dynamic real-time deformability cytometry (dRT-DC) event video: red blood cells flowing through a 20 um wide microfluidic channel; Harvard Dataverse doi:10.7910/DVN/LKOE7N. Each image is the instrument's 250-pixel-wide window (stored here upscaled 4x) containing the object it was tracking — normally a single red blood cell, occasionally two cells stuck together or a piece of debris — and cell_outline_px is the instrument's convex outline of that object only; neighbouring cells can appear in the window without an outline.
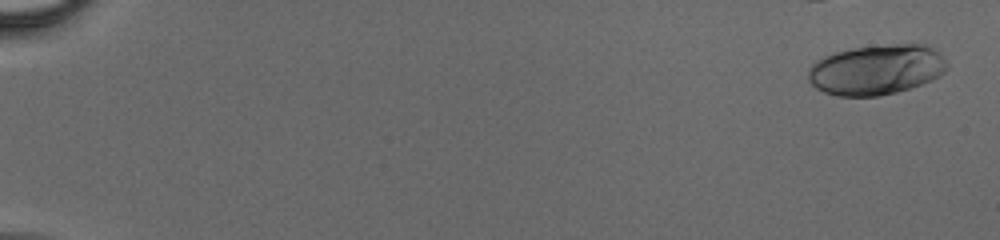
{"species": "human", "species_latin": "Homo sapiens", "temperature_condition": "cold", "stored_images_in_passage": 41, "camera_frame_rate_fps": 3000, "um_per_image_px": 0.085, "donor": {"sex": "male"}, "frame": {"image": 1, "passage_image": 2, "time_ms": 0.333, "image_size_px": [1000, 240], "cell_outline_px": [[948, 68], [940, 76], [932, 80], [896, 92], [876, 96], [836, 96], [824, 92], [816, 88], [808, 80], [808, 72], [812, 64], [816, 60], [824, 56], [836, 52], [852, 48], [892, 44], [924, 44], [932, 48], [948, 64]], "centroid_in_image_um": [74.47, 5.93], "position_along_channel_um": 10.5, "area_um2": 40.4}}